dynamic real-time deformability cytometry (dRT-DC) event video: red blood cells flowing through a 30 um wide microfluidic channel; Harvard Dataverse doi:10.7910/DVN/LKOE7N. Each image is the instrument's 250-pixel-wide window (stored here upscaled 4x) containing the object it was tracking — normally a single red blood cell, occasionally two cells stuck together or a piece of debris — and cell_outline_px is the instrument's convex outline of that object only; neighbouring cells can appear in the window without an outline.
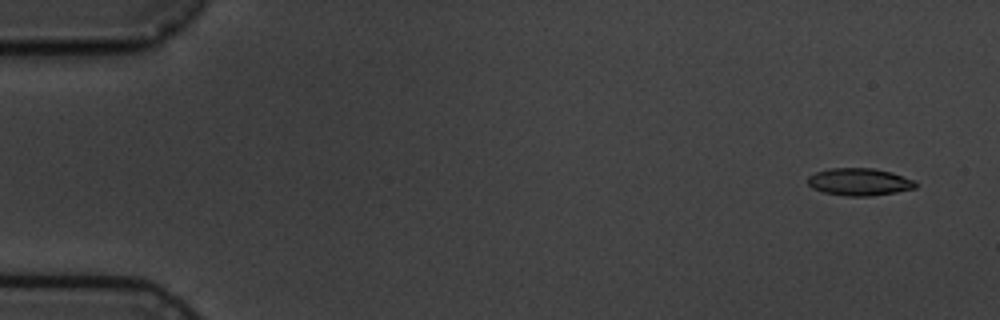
{"species": "common noctule bat (a hibernating species)", "species_latin": "Nyctalus noctula", "temperature_condition": "cold", "stored_images_in_passage": 5, "camera_frame_rate_fps": 3000, "um_per_image_px": 0.085, "animal": {"sex": "male", "body_mass_g": 19.5, "forearm_length_mm": 54.6}, "frame": {"image": 1, "passage_image": 2, "time_ms": 1.0, "image_size_px": [1000, 320], "cell_outline_px": [[916, 188], [896, 192], [872, 196], [844, 196], [824, 192], [812, 188], [808, 184], [808, 176], [816, 172], [828, 168], [872, 168], [892, 172], [916, 180]], "centroid_in_image_um": [73.06, 15.46], "position_along_channel_um": 11.9, "area_um2": 17.34}}